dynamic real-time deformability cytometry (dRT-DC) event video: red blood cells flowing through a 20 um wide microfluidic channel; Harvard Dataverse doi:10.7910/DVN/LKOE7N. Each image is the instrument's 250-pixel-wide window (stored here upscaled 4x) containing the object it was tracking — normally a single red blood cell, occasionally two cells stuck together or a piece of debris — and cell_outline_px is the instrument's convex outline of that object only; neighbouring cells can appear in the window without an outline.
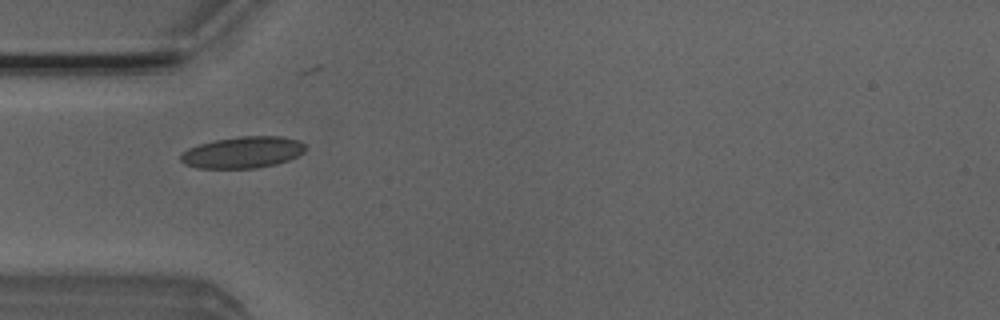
{"species": "Egyptian fruit bat (a non-hibernating species)", "species_latin": "Rousettus aegyptiacus", "temperature_condition": "room temperature", "stored_images_in_passage": 4, "camera_frame_rate_fps": 3000, "um_per_image_px": 0.085, "animal": {"sex": "male"}, "frame": {"image": 1, "passage_image": 2, "time_ms": 0.333, "image_size_px": [1000, 320], "cell_outline_px": [[304, 152], [288, 160], [276, 164], [256, 168], [196, 168], [184, 164], [180, 160], [180, 152], [188, 148], [200, 144], [216, 140], [240, 136], [284, 136], [300, 140], [304, 144]], "centroid_in_image_um": [20.61, 12.95], "position_along_channel_um": 64.4, "area_um2": 23.0}}